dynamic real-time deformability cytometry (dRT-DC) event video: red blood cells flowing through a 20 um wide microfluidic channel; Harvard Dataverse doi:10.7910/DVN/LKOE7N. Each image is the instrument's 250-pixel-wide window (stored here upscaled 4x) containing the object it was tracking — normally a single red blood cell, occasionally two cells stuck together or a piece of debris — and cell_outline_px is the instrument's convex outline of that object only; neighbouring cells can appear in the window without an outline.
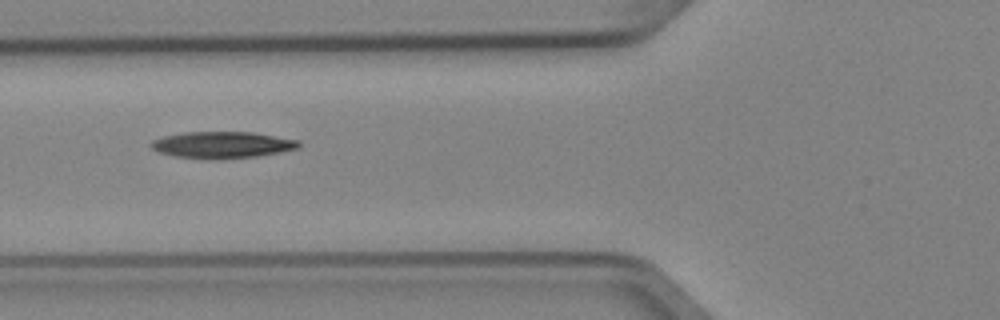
{"species": "Egyptian fruit bat (a non-hibernating species)", "species_latin": "Rousettus aegyptiacus", "temperature_condition": "cold", "stored_images_in_passage": 5, "camera_frame_rate_fps": 3000, "um_per_image_px": 0.085, "animal": {"sex": "female"}, "frame": {"image": 1, "passage_image": 5, "time_ms": 1.333, "image_size_px": [1000, 320], "cell_outline_px": [[300, 148], [280, 152], [256, 156], [176, 156], [160, 152], [152, 148], [148, 144], [152, 140], [164, 136], [184, 132], [252, 132], [300, 140]], "centroid_in_image_um": [18.93, 12.25], "position_along_channel_um": 106.9, "area_um2": 21.79}}